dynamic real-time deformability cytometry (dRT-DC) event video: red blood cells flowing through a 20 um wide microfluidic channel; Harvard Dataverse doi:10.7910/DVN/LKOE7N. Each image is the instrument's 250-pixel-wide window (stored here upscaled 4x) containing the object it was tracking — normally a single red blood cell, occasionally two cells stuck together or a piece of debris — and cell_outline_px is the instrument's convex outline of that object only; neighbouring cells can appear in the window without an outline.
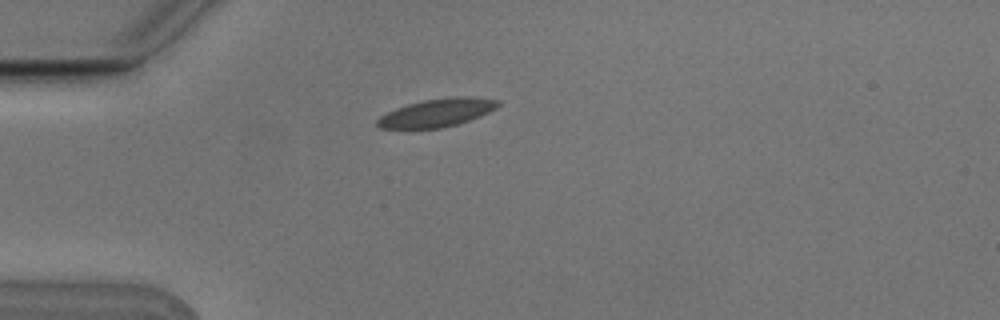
{"species": "Egyptian fruit bat (a non-hibernating species)", "species_latin": "Rousettus aegyptiacus", "temperature_condition": "cold", "stored_images_in_passage": 4, "camera_frame_rate_fps": 3000, "um_per_image_px": 0.085, "animal": {"sex": "male"}, "frame": {"image": 1, "passage_image": 1, "time_ms": 0.0, "image_size_px": [1000, 320], "cell_outline_px": [[500, 104], [496, 108], [480, 116], [456, 124], [440, 128], [380, 128], [376, 124], [376, 120], [380, 116], [396, 108], [408, 104], [424, 100], [456, 96], [476, 96], [500, 100]], "centroid_in_image_um": [37.17, 9.56], "position_along_channel_um": 47.8, "area_um2": 19.65}}
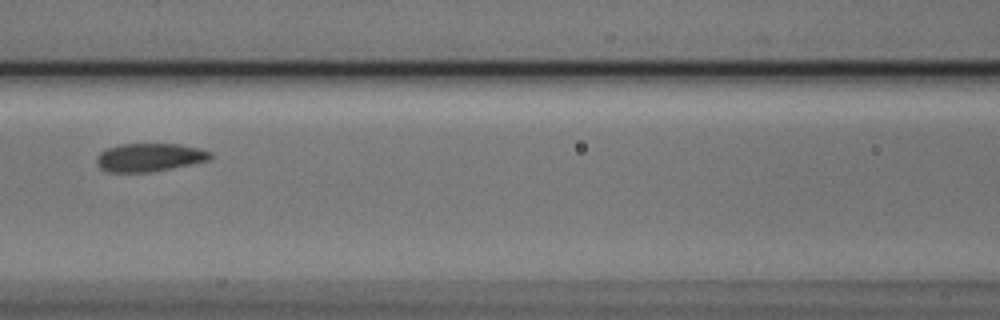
{"frame": {"image": 2, "passage_image": 4, "time_ms": 1.0, "image_size_px": [1000, 320], "cell_outline_px": [[212, 156], [208, 160], [152, 172], [108, 172], [100, 168], [96, 164], [96, 156], [100, 152], [108, 148], [120, 144], [180, 144], [212, 152]], "centroid_in_image_um": [12.65, 13.38], "position_along_channel_um": 153.9, "area_um2": 18.61}}